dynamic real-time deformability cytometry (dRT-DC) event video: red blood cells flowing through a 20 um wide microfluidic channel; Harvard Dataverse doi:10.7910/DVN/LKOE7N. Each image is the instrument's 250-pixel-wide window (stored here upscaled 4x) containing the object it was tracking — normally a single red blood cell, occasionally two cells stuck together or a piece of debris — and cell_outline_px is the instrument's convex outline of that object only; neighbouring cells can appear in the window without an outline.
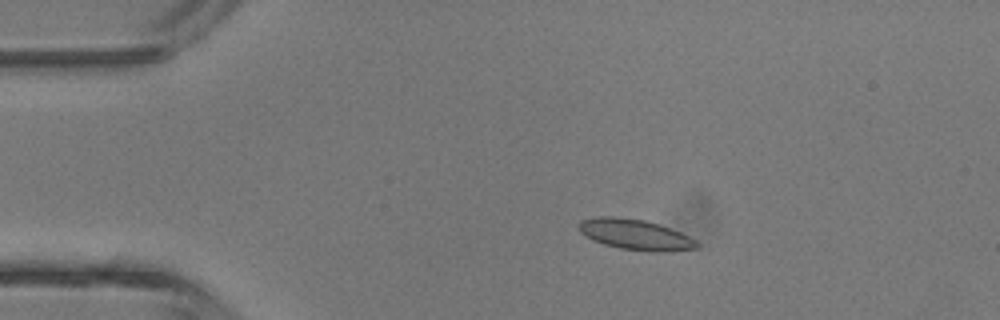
{"species": "common noctule bat (a hibernating species)", "species_latin": "Nyctalus noctula", "temperature_condition": "room temperature", "stored_images_in_passage": 3, "camera_frame_rate_fps": 3000, "um_per_image_px": 0.085, "animal": {"sex": "male", "body_mass_g": 13.3}, "frame": {"image": 1, "passage_image": 2, "time_ms": 1.333, "image_size_px": [1000, 320], "cell_outline_px": [[700, 244], [696, 248], [664, 252], [652, 252], [620, 248], [604, 244], [592, 240], [580, 232], [580, 220], [600, 216], [616, 216], [644, 220], [660, 224], [680, 232], [696, 240]], "centroid_in_image_um": [54.01, 19.93], "position_along_channel_um": 31.0, "area_um2": 20.98}}